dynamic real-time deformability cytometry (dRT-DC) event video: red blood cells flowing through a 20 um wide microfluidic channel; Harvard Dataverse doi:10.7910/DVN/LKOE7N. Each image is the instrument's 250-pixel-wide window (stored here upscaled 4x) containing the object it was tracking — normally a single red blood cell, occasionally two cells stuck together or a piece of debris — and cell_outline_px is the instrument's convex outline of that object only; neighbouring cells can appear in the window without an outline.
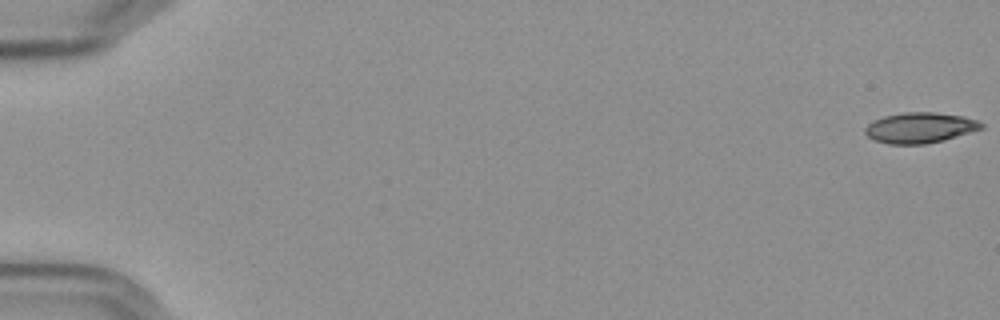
{"species": "Egyptian fruit bat (a non-hibernating species)", "species_latin": "Rousettus aegyptiacus", "temperature_condition": "cold", "stored_images_in_passage": 58, "camera_frame_rate_fps": 3000, "um_per_image_px": 0.085, "frame": {"image": 1, "passage_image": 1, "time_ms": 0.0, "image_size_px": [1000, 320], "cell_outline_px": [[984, 128], [944, 140], [924, 144], [888, 144], [876, 140], [868, 136], [864, 132], [864, 128], [868, 124], [884, 116], [904, 112], [936, 112], [960, 116], [976, 120], [984, 124]], "centroid_in_image_um": [78.2, 10.86], "position_along_channel_um": 6.8, "area_um2": 20.52}}
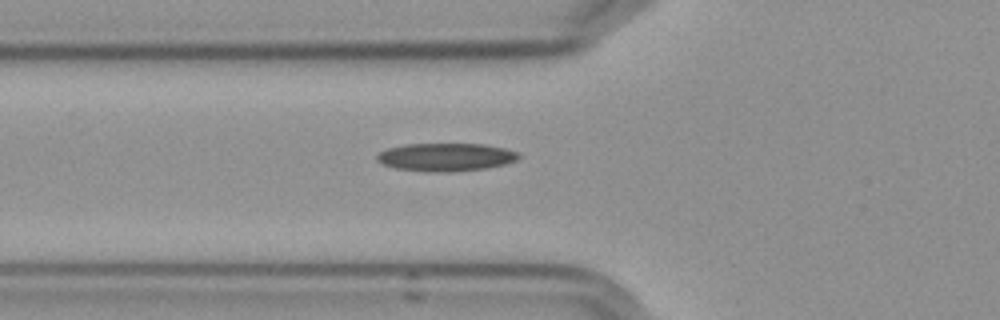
{"frame": {"image": 2, "passage_image": 22, "time_ms": 7.0, "image_size_px": [1000, 320], "cell_outline_px": [[520, 156], [516, 160], [504, 164], [488, 168], [452, 172], [424, 172], [396, 168], [384, 164], [376, 160], [376, 156], [380, 152], [388, 148], [404, 144], [484, 144], [504, 148], [520, 152]], "centroid_in_image_um": [37.91, 13.36], "position_along_channel_um": 87.9, "area_um2": 23.29}}
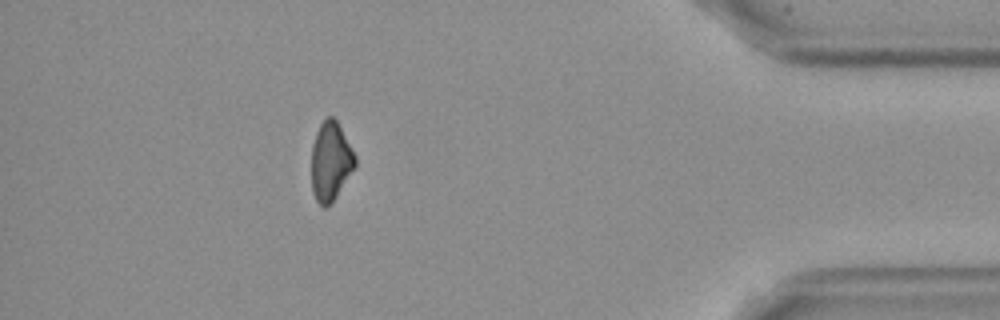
{"frame": {"image": 3, "passage_image": 52, "time_ms": 17.0, "image_size_px": [1000, 320], "cell_outline_px": [[356, 168], [332, 204], [324, 208], [316, 200], [312, 192], [312, 144], [316, 132], [320, 124], [328, 116], [332, 116], [336, 120], [356, 156]], "centroid_in_image_um": [28.12, 13.76], "position_along_channel_um": 407.1, "area_um2": 20.29}}